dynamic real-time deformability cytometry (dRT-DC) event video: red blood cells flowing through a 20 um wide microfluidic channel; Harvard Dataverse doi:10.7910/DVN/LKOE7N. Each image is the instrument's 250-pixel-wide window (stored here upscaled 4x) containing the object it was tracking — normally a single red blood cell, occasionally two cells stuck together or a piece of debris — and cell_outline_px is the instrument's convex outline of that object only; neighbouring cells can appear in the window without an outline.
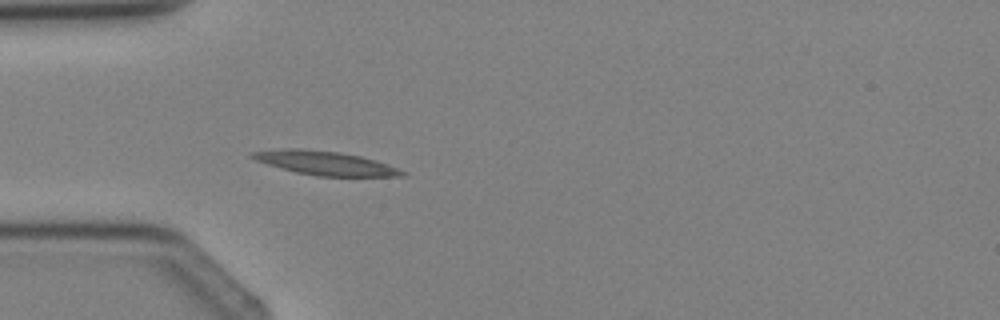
{"species": "Egyptian fruit bat (a non-hibernating species)", "species_latin": "Rousettus aegyptiacus", "temperature_condition": "cold", "stored_images_in_passage": 3, "camera_frame_rate_fps": 3000, "um_per_image_px": 0.085, "animal": {"sex": "female"}, "frame": {"image": 1, "passage_image": 3, "time_ms": 2.333, "image_size_px": [1000, 320], "cell_outline_px": [[408, 176], [316, 176], [296, 172], [268, 164], [256, 160], [248, 156], [248, 152], [288, 148], [304, 148], [336, 152], [360, 156], [376, 160], [388, 164], [408, 172]], "centroid_in_image_um": [27.66, 13.86], "position_along_channel_um": 57.3, "area_um2": 20.87}}